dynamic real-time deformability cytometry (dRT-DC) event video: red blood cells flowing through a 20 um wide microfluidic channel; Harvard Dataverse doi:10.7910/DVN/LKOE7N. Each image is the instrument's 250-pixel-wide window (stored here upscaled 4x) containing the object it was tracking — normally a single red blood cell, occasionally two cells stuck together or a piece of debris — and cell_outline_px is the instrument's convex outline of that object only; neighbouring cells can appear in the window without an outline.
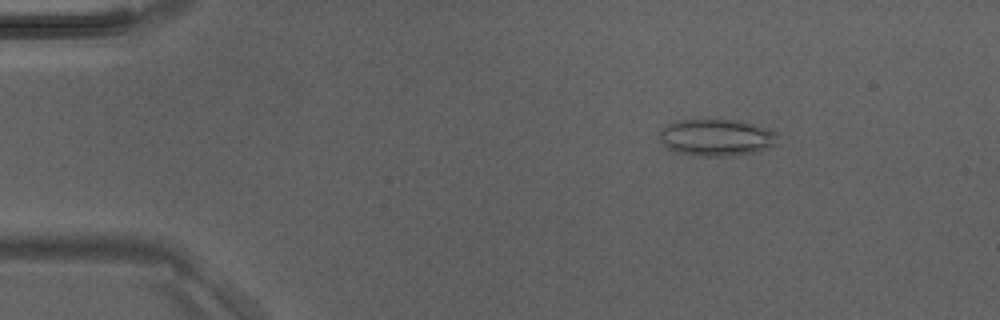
{"species": "Egyptian fruit bat (a non-hibernating species)", "species_latin": "Rousettus aegyptiacus", "temperature_condition": "room temperature", "stored_images_in_passage": 5, "camera_frame_rate_fps": 3000, "um_per_image_px": 0.085, "animal": {"sex": "male"}, "frame": {"image": 1, "passage_image": 5, "time_ms": 1.333, "image_size_px": [1000, 320], "cell_outline_px": [[780, 132], [776, 144], [752, 152], [728, 156], [696, 156], [672, 152], [660, 140], [660, 128], [676, 120], [736, 120], [768, 128]], "centroid_in_image_um": [60.88, 11.69], "position_along_channel_um": 24.1, "area_um2": 25.49}}